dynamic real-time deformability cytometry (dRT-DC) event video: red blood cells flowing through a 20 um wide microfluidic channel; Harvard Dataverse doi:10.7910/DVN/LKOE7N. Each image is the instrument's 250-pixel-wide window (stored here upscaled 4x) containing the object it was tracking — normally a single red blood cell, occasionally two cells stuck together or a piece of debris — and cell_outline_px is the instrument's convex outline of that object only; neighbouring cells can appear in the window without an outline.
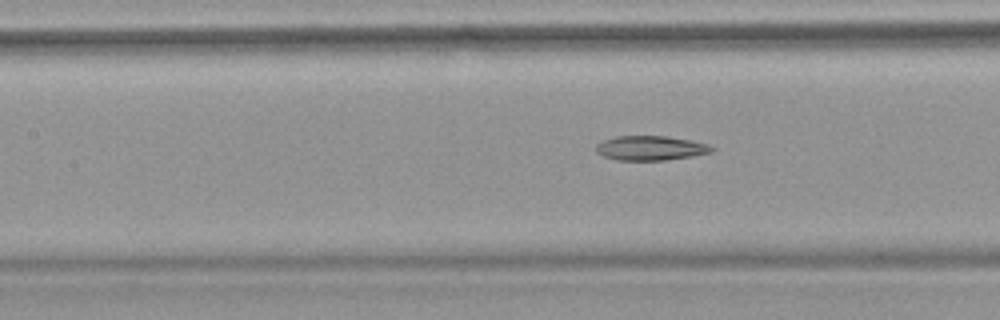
{"species": "common noctule bat (a hibernating species)", "species_latin": "Nyctalus noctula", "temperature_condition": "warm", "stored_images_in_passage": 6, "camera_frame_rate_fps": 3000, "um_per_image_px": 0.085, "animal": {"sex": "female", "body_mass_g": 18.4}, "frame": {"image": 1, "passage_image": 5, "time_ms": 5.0, "image_size_px": [1000, 320], "cell_outline_px": [[716, 148], [712, 152], [692, 156], [664, 160], [616, 160], [604, 156], [596, 152], [596, 144], [604, 140], [616, 136], [668, 136], [708, 144]], "centroid_in_image_um": [55.3, 12.58], "position_along_channel_um": 152.1, "area_um2": 16.47}}